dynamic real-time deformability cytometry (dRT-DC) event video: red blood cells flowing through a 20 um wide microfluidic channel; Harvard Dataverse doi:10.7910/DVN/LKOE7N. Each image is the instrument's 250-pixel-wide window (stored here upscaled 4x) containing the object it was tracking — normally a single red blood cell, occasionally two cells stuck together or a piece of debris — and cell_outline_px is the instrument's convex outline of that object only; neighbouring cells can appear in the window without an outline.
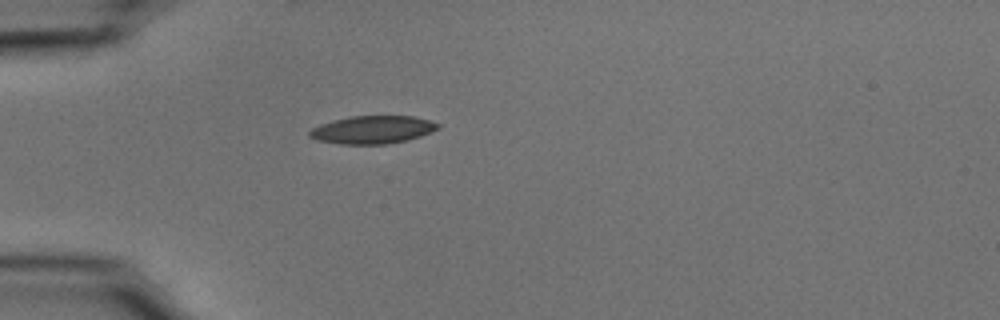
{"species": "common noctule bat (a hibernating species)", "species_latin": "Nyctalus noctula", "temperature_condition": "cold", "stored_images_in_passage": 11, "camera_frame_rate_fps": 3000, "um_per_image_px": 0.085, "animal": {"sex": "male", "body_mass_g": 15.6}, "frame": {"image": 1, "passage_image": 2, "time_ms": 0.333, "image_size_px": [1000, 320], "cell_outline_px": [[440, 128], [432, 132], [408, 140], [388, 144], [340, 144], [316, 140], [308, 136], [308, 132], [312, 128], [320, 124], [348, 116], [412, 116], [428, 120], [440, 124]], "centroid_in_image_um": [31.66, 11.03], "position_along_channel_um": 53.3, "area_um2": 20.98}}
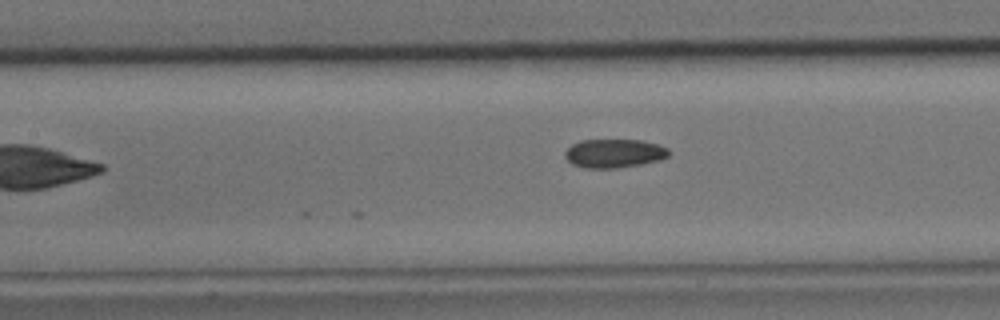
{"frame": {"image": 2, "passage_image": 7, "time_ms": 2.0, "image_size_px": [1000, 320], "cell_outline_px": [[668, 156], [660, 160], [640, 164], [616, 168], [584, 168], [572, 164], [564, 156], [564, 152], [572, 144], [580, 140], [640, 140], [656, 144], [668, 148]], "centroid_in_image_um": [52.17, 13.04], "position_along_channel_um": 155.2, "area_um2": 17.28}}